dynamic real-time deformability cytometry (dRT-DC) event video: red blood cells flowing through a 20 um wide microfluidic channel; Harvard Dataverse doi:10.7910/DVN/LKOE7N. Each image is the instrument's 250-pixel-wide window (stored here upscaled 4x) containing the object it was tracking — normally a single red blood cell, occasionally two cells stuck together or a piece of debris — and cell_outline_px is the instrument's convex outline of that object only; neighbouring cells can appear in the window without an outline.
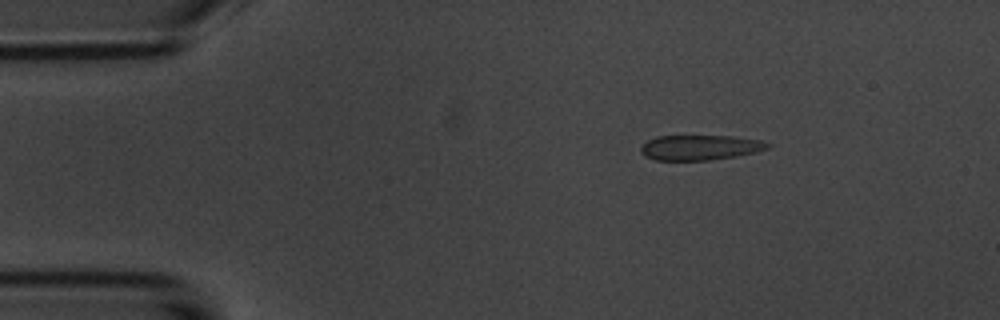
{"species": "common noctule bat (a hibernating species)", "species_latin": "Nyctalus noctula", "temperature_condition": "room temperature", "stored_images_in_passage": 3, "camera_frame_rate_fps": 3000, "um_per_image_px": 0.085, "animal": {"sex": "male", "body_mass_g": 20.1, "forearm_length_mm": 53.5}, "frame": {"image": 1, "passage_image": 1, "time_ms": 0.0, "image_size_px": [1000, 320], "cell_outline_px": [[772, 144], [768, 148], [756, 152], [736, 156], [708, 160], [656, 160], [640, 152], [640, 148], [648, 140], [656, 136], [732, 136], [760, 140]], "centroid_in_image_um": [59.52, 12.53], "position_along_channel_um": 25.5, "area_um2": 18.38}}